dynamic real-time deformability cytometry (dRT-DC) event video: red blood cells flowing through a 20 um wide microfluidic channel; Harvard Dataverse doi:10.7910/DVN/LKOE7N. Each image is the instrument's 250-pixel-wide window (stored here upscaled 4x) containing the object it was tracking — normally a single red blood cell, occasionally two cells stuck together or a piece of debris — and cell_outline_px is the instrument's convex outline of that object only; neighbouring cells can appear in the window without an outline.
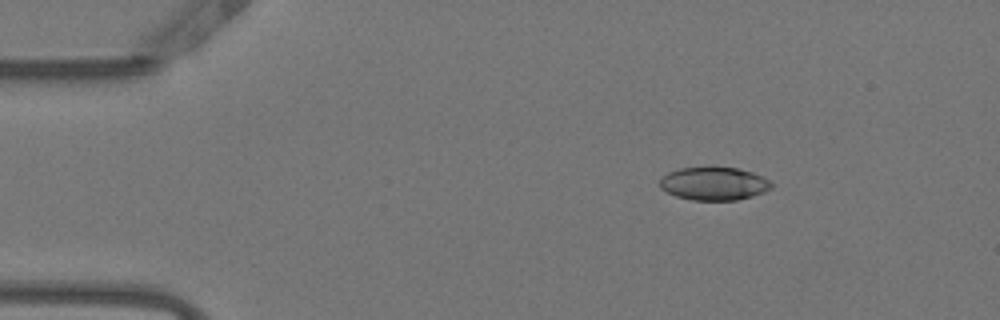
{"species": "Egyptian fruit bat (a non-hibernating species)", "species_latin": "Rousettus aegyptiacus", "temperature_condition": "warm", "stored_images_in_passage": 26, "camera_frame_rate_fps": 3000, "um_per_image_px": 0.085, "animal": {"sex": "female"}, "frame": {"image": 1, "passage_image": 1, "time_ms": 0.0, "image_size_px": [1000, 320], "cell_outline_px": [[772, 188], [764, 192], [752, 196], [736, 200], [692, 200], [676, 196], [660, 188], [660, 180], [668, 172], [680, 168], [736, 168], [752, 172], [768, 180], [772, 184]], "centroid_in_image_um": [60.68, 15.62], "position_along_channel_um": 24.3, "area_um2": 21.21}}
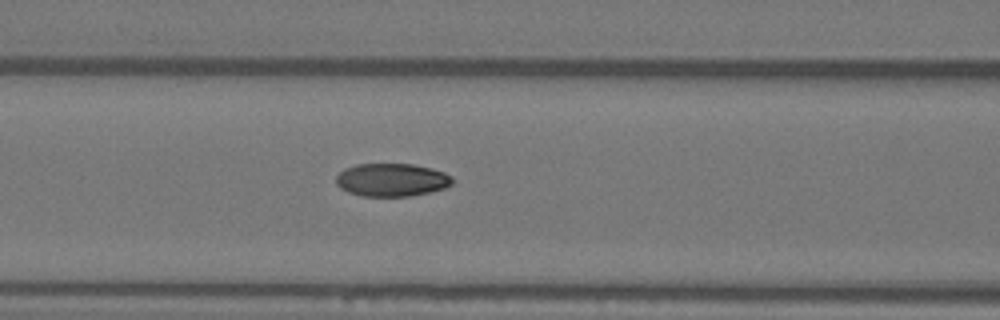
{"frame": {"image": 2, "passage_image": 15, "time_ms": 4.667, "image_size_px": [1000, 320], "cell_outline_px": [[452, 184], [444, 188], [428, 192], [408, 196], [360, 196], [348, 192], [340, 188], [336, 184], [336, 176], [344, 168], [356, 164], [412, 164], [432, 168], [444, 172], [452, 176]], "centroid_in_image_um": [33.27, 15.28], "position_along_channel_um": 133.3, "area_um2": 22.43}}
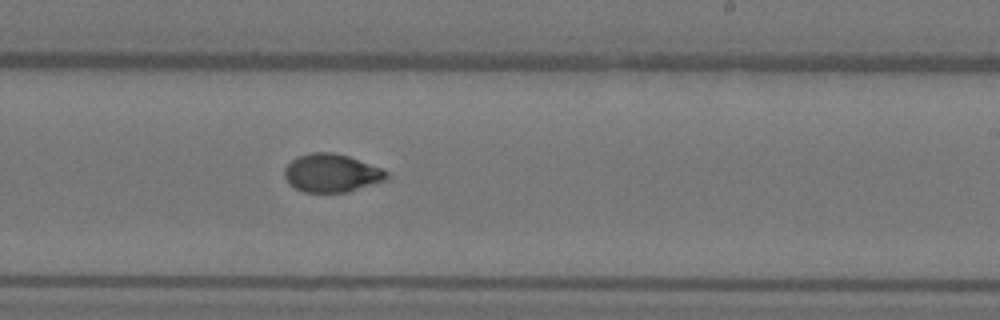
{"frame": {"image": 3, "passage_image": 25, "time_ms": 8.0, "image_size_px": [1000, 320], "cell_outline_px": [[388, 176], [384, 180], [344, 192], [304, 192], [288, 184], [284, 176], [284, 168], [296, 156], [312, 152], [332, 152], [348, 156], [380, 168], [388, 172]], "centroid_in_image_um": [28.11, 14.7], "position_along_channel_um": 260.9, "area_um2": 22.43}}